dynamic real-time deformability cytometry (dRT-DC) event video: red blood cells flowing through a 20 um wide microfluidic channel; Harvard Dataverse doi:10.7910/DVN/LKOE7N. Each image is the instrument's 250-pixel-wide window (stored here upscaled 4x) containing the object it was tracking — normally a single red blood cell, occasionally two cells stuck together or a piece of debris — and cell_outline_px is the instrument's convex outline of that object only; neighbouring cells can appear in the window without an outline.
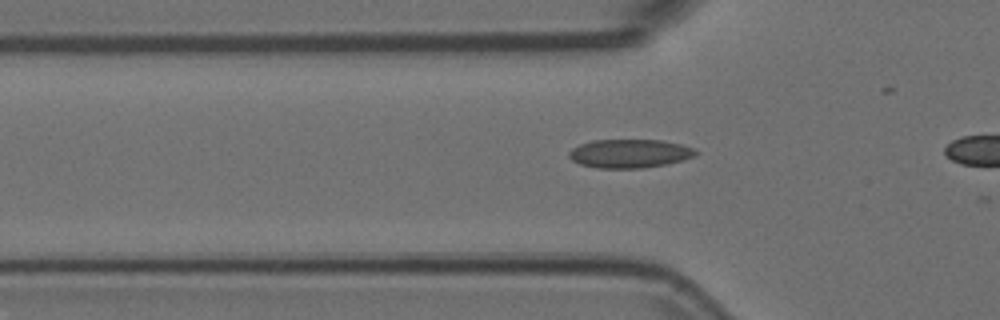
{"species": "Egyptian fruit bat (a non-hibernating species)", "species_latin": "Rousettus aegyptiacus", "temperature_condition": "room temperature", "stored_images_in_passage": 5, "camera_frame_rate_fps": 3000, "um_per_image_px": 0.085, "animal": {"sex": "female"}, "frame": {"image": 1, "passage_image": 5, "time_ms": 1.333, "image_size_px": [1000, 320], "cell_outline_px": [[696, 156], [684, 160], [668, 164], [644, 168], [596, 168], [580, 164], [572, 160], [568, 156], [568, 152], [572, 148], [580, 144], [592, 140], [664, 140], [680, 144], [692, 148], [696, 152]], "centroid_in_image_um": [53.51, 13.05], "position_along_channel_um": 72.3, "area_um2": 21.27}}